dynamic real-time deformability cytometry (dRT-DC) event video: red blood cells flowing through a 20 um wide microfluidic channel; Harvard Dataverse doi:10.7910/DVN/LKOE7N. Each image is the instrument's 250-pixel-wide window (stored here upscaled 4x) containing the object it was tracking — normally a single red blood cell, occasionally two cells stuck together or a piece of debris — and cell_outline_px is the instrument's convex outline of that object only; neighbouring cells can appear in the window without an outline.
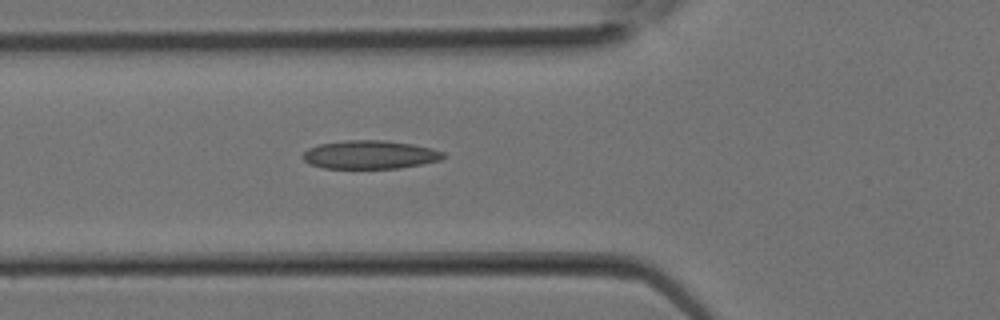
{"species": "Egyptian fruit bat (a non-hibernating species)", "species_latin": "Rousettus aegyptiacus", "temperature_condition": "room temperature", "stored_images_in_passage": 12, "camera_frame_rate_fps": 3000, "um_per_image_px": 0.085, "animal": {"sex": "female"}, "frame": {"image": 1, "passage_image": 3, "time_ms": 0.667, "image_size_px": [1000, 320], "cell_outline_px": [[444, 156], [440, 160], [400, 168], [324, 168], [308, 164], [304, 160], [304, 152], [308, 148], [320, 144], [344, 140], [384, 140], [412, 144], [432, 148], [444, 152]], "centroid_in_image_um": [31.43, 13.14], "position_along_channel_um": 94.4, "area_um2": 23.18}}
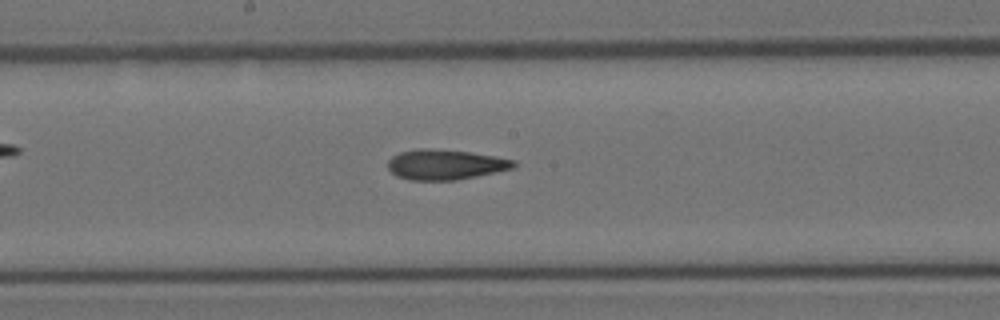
{"frame": {"image": 2, "passage_image": 8, "time_ms": 2.333, "image_size_px": [1000, 320], "cell_outline_px": [[516, 164], [512, 168], [476, 176], [456, 180], [412, 180], [396, 176], [388, 168], [388, 160], [392, 156], [400, 152], [416, 148], [432, 148], [468, 152], [496, 156], [516, 160]], "centroid_in_image_um": [37.82, 13.98], "position_along_channel_um": 210.4, "area_um2": 22.08}}
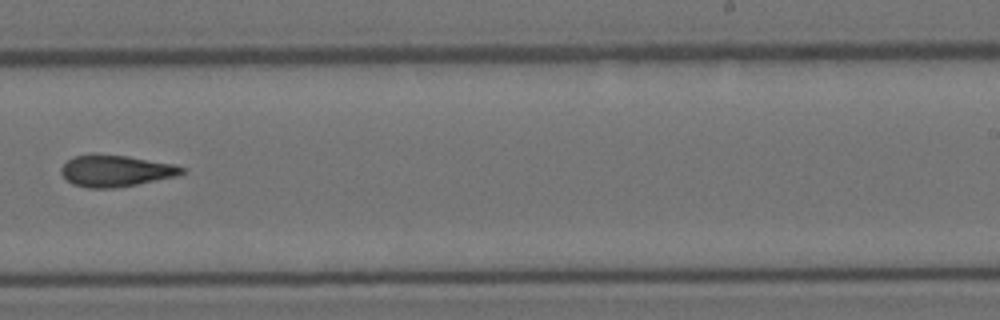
{"frame": {"image": 3, "passage_image": 11, "time_ms": 3.333, "image_size_px": [1000, 320], "cell_outline_px": [[184, 172], [176, 176], [136, 184], [112, 188], [88, 188], [72, 184], [60, 172], [60, 168], [72, 156], [92, 152], [128, 156], [176, 164], [184, 168]], "centroid_in_image_um": [9.79, 14.49], "position_along_channel_um": 279.2, "area_um2": 22.43}}